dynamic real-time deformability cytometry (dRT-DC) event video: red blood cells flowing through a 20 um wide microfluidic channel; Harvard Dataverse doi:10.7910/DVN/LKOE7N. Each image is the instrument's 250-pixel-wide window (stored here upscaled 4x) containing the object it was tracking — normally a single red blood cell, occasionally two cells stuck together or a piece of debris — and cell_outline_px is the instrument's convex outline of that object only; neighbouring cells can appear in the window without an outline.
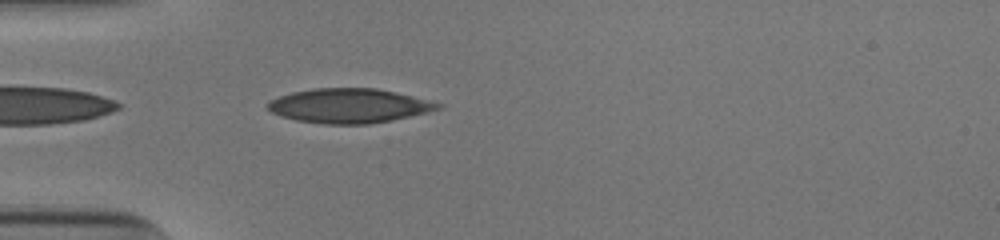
{"species": "human", "species_latin": "Homo sapiens", "temperature_condition": "cold", "stored_images_in_passage": 38, "camera_frame_rate_fps": 3000, "um_per_image_px": 0.085, "donor": {"sex": "male"}, "frame": {"image": 1, "passage_image": 2, "time_ms": 0.333, "image_size_px": [1000, 240], "cell_outline_px": [[444, 108], [392, 120], [368, 124], [324, 124], [296, 120], [280, 116], [264, 108], [264, 104], [268, 100], [292, 92], [312, 88], [376, 88], [396, 92], [444, 104]], "centroid_in_image_um": [29.63, 8.99], "position_along_channel_um": 55.4, "area_um2": 34.39}}
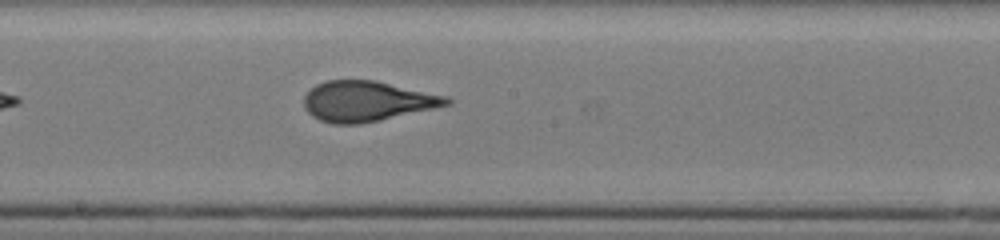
{"frame": {"image": 2, "passage_image": 15, "time_ms": 4.667, "image_size_px": [1000, 240], "cell_outline_px": [[452, 104], [380, 120], [360, 124], [332, 124], [320, 120], [312, 116], [304, 108], [304, 96], [316, 84], [328, 80], [372, 80], [448, 96], [452, 100]], "centroid_in_image_um": [31.19, 8.61], "position_along_channel_um": 217.0, "area_um2": 33.35}}
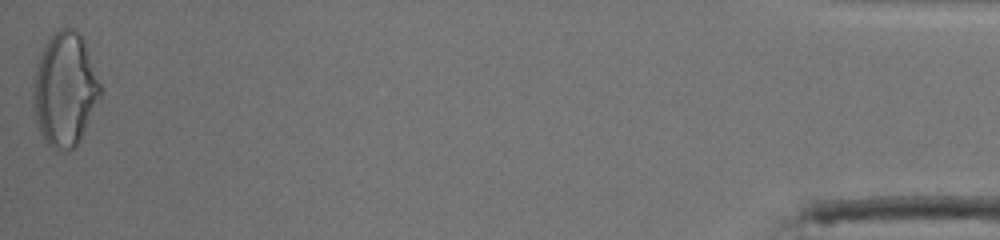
{"frame": {"image": 3, "passage_image": 38, "time_ms": 12.333, "image_size_px": [1000, 240], "cell_outline_px": [[100, 100], [76, 144], [72, 148], [56, 152], [44, 140], [40, 132], [36, 120], [32, 104], [32, 84], [36, 64], [44, 44], [48, 36], [60, 28], [72, 28], [80, 32], [84, 40], [100, 84]], "centroid_in_image_um": [5.47, 7.57], "position_along_channel_um": 429.7, "area_um2": 44.62}, "authors_computed_cell_mechanics": {"area_um2": 33.8419, "velocity_mm_per_s": 3.94, "shape_relaxation_time_tau1_ms": 6.2757, "shape_relaxation_time_tau2_ms": 0.7162, "deformation_change_tau1": 0.22, "deformation_change_tau2": 0.0637}}